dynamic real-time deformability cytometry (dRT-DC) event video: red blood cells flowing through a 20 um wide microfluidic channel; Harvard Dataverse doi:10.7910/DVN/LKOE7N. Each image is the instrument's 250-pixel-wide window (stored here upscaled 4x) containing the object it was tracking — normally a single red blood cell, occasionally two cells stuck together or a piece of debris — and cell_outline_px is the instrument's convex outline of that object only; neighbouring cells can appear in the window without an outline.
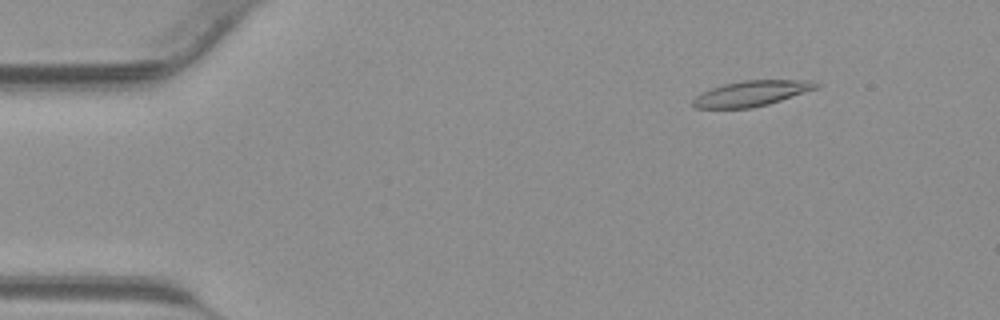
{"species": "common noctule bat (a hibernating species)", "species_latin": "Nyctalus noctula", "temperature_condition": "warm", "stored_images_in_passage": 9, "camera_frame_rate_fps": 3000, "um_per_image_px": 0.085, "animal": {"sex": "male", "body_mass_g": 23.1, "forearm_length_mm": 52.7}, "frame": {"image": 1, "passage_image": 6, "time_ms": 1.667, "image_size_px": [1000, 320], "cell_outline_px": [[820, 84], [816, 88], [768, 104], [752, 108], [696, 108], [692, 104], [692, 100], [700, 92], [724, 84], [744, 80], [812, 80]], "centroid_in_image_um": [63.84, 7.94], "position_along_channel_um": 21.2, "area_um2": 18.09}}